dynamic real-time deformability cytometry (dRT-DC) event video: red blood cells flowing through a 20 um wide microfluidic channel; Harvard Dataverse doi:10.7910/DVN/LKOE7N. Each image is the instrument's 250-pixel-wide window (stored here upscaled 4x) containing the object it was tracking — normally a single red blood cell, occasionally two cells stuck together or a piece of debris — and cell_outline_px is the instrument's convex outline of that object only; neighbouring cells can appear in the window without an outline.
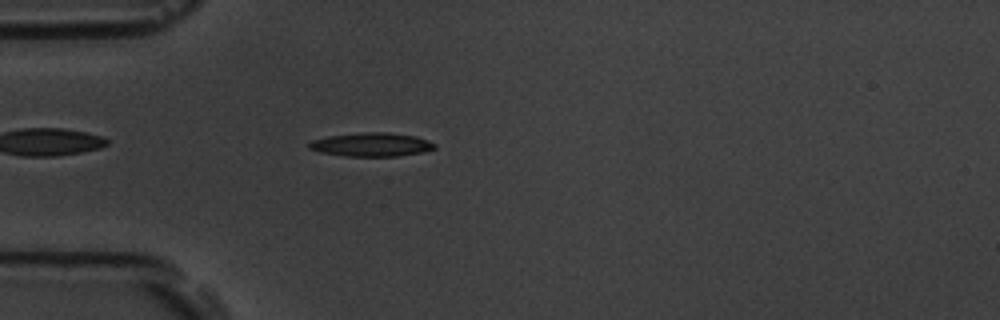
{"species": "common noctule bat (a hibernating species)", "species_latin": "Nyctalus noctula", "temperature_condition": "room temperature", "stored_images_in_passage": 43, "camera_frame_rate_fps": 3000, "um_per_image_px": 0.085, "animal": {"sex": "male", "body_mass_g": 19.5, "forearm_length_mm": 54.6}, "frame": {"image": 1, "passage_image": 4, "time_ms": 1.0, "image_size_px": [1000, 320], "cell_outline_px": [[436, 148], [420, 152], [396, 156], [344, 156], [320, 152], [308, 148], [308, 144], [312, 140], [328, 136], [364, 132], [388, 132], [416, 136], [428, 140], [436, 144]], "centroid_in_image_um": [31.56, 12.28], "position_along_channel_um": 53.4, "area_um2": 17.28}}
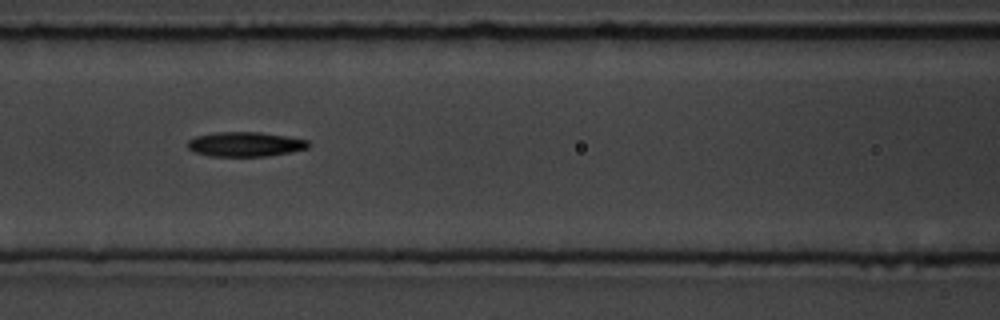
{"frame": {"image": 2, "passage_image": 12, "time_ms": 3.667, "image_size_px": [1000, 320], "cell_outline_px": [[312, 144], [308, 148], [268, 156], [208, 156], [196, 152], [188, 148], [188, 140], [196, 136], [216, 132], [260, 132], [288, 136], [308, 140]], "centroid_in_image_um": [20.87, 12.25], "position_along_channel_um": 145.7, "area_um2": 17.34}}
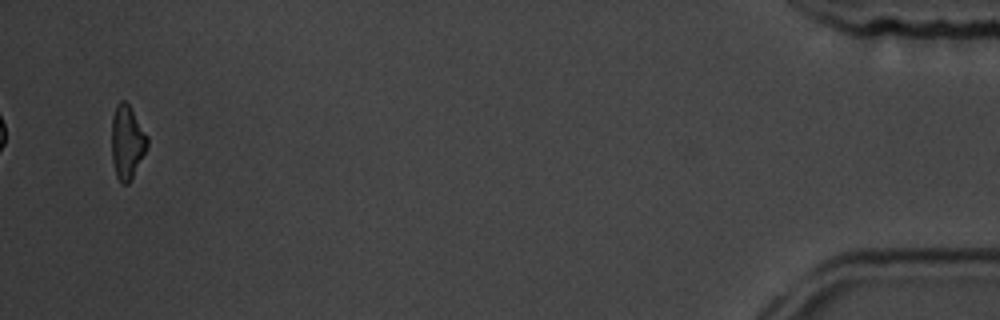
{"frame": {"image": 3, "passage_image": 41, "time_ms": 13.333, "image_size_px": [1000, 320], "cell_outline_px": [[148, 144], [128, 184], [120, 184], [116, 176], [112, 160], [112, 116], [116, 104], [120, 100], [124, 100], [128, 104], [148, 136]], "centroid_in_image_um": [10.77, 12.06], "position_along_channel_um": 424.4, "area_um2": 15.09}, "authors_computed_cell_mechanics": {"area_um2": 16.473, "velocity_mm_per_s": 3.782, "shape_relaxation_time_tau1_ms": 4.0308, "shape_relaxation_time_tau2_ms": null, "deformation_change_tau1": 0.1517, "deformation_change_tau2": null}}